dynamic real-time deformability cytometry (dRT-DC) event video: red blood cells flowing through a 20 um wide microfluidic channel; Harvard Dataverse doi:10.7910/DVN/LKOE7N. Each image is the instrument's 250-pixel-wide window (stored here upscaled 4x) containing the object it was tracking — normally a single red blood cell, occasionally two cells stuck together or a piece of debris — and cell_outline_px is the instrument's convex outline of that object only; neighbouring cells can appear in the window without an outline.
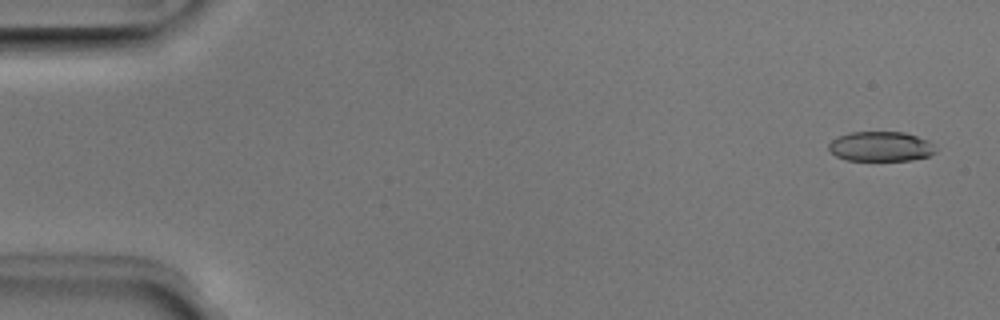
{"species": "Egyptian fruit bat (a non-hibernating species)", "species_latin": "Rousettus aegyptiacus", "temperature_condition": "room temperature", "stored_images_in_passage": 51, "camera_frame_rate_fps": 3000, "um_per_image_px": 0.085, "animal": {"sex": "male"}, "frame": {"image": 1, "passage_image": 2, "time_ms": 0.333, "image_size_px": [1000, 320], "cell_outline_px": [[936, 152], [928, 156], [912, 160], [844, 160], [836, 156], [828, 148], [828, 144], [832, 140], [848, 132], [904, 132], [928, 140], [932, 144]], "centroid_in_image_um": [74.85, 12.45], "position_along_channel_um": 10.2, "area_um2": 18.5}}
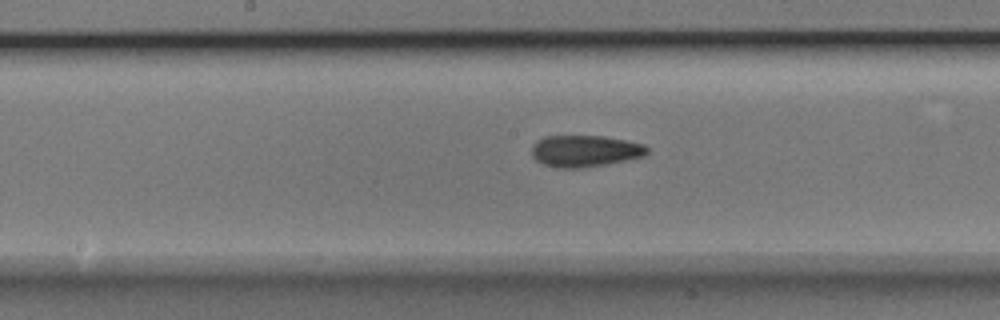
{"frame": {"image": 2, "passage_image": 26, "time_ms": 8.333, "image_size_px": [1000, 320], "cell_outline_px": [[648, 152], [644, 156], [604, 164], [580, 168], [560, 168], [544, 164], [536, 160], [532, 156], [532, 148], [536, 140], [544, 136], [604, 136], [644, 144], [648, 148]], "centroid_in_image_um": [49.7, 12.82], "position_along_channel_um": 198.5, "area_um2": 21.1}}
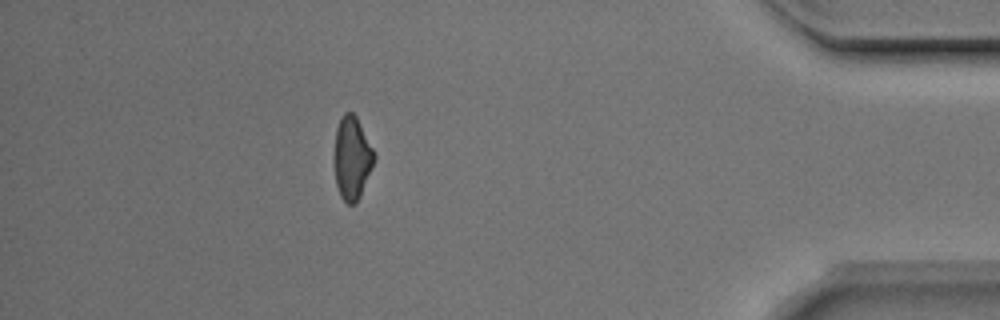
{"frame": {"image": 3, "passage_image": 45, "time_ms": 14.667, "image_size_px": [1000, 320], "cell_outline_px": [[376, 156], [360, 196], [356, 204], [348, 204], [340, 196], [336, 184], [332, 160], [332, 156], [336, 128], [340, 116], [344, 112], [352, 112], [356, 116]], "centroid_in_image_um": [29.86, 13.42], "position_along_channel_um": 405.3, "area_um2": 19.59}, "authors_computed_cell_mechanics": {"area_um2": 20.2878, "velocity_mm_per_s": 4.0006, "shape_relaxation_time_tau1_ms": 9.3556, "shape_relaxation_time_tau2_ms": 2.4721, "deformation_change_tau1": 0.2105, "deformation_change_tau2": 0.0966}}